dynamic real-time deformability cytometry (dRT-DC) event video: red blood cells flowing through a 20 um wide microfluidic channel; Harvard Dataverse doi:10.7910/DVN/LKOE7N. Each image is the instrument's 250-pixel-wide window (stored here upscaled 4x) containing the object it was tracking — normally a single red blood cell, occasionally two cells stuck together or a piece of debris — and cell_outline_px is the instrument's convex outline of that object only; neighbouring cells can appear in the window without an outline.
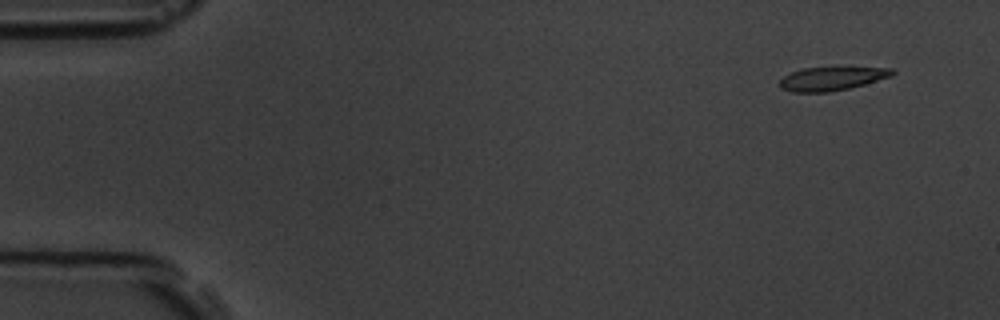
{"species": "common noctule bat (a hibernating species)", "species_latin": "Nyctalus noctula", "temperature_condition": "room temperature", "stored_images_in_passage": 5, "segment_of_instrument_passage": [1, 2], "camera_frame_rate_fps": 3000, "um_per_image_px": 0.085, "animal": {"sex": "male", "body_mass_g": 19.5, "forearm_length_mm": 54.6}, "frame": {"image": 1, "passage_image": 1, "time_ms": 0.0, "image_size_px": [1000, 320], "cell_outline_px": [[896, 72], [892, 76], [864, 84], [848, 88], [828, 92], [792, 92], [780, 88], [780, 80], [784, 76], [792, 72], [804, 68], [892, 68]], "centroid_in_image_um": [70.69, 6.69], "position_along_channel_um": 14.3, "area_um2": 15.14}}
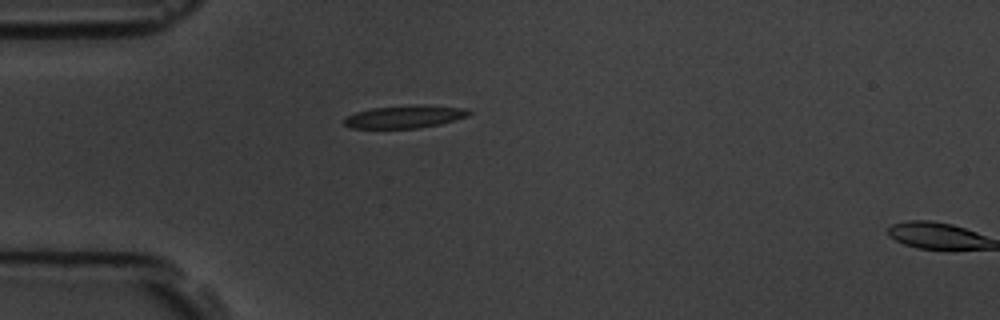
{"frame": {"image": 2, "passage_image": 4, "time_ms": 3.667, "image_size_px": [1000, 320], "cell_outline_px": [[472, 112], [468, 116], [440, 124], [416, 128], [352, 128], [344, 124], [344, 120], [348, 116], [356, 112], [372, 108], [420, 104], [424, 104], [468, 108]], "centroid_in_image_um": [34.47, 9.9], "position_along_channel_um": 50.5, "area_um2": 16.53}}